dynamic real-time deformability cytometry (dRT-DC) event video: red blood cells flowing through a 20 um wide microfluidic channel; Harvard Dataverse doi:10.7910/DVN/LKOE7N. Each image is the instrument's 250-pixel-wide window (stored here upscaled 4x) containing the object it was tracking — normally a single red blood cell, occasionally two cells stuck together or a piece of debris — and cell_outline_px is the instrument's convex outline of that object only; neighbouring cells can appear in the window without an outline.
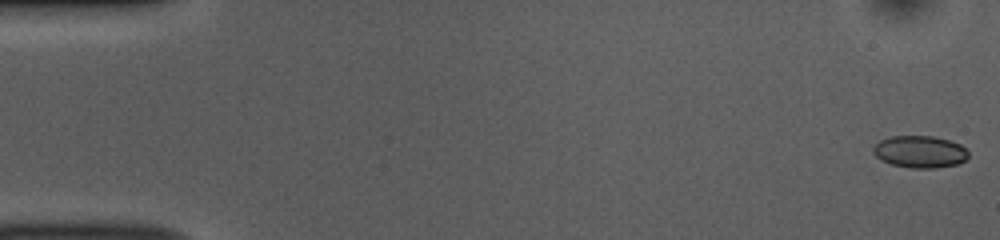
{"species": "common noctule bat (a hibernating species)", "species_latin": "Nyctalus noctula", "temperature_condition": "room temperature", "stored_images_in_passage": 52, "camera_frame_rate_fps": 3000, "um_per_image_px": 0.085, "animal": {"sex": "female", "body_mass_g": 10.0, "forearm_length_mm": 53.1}, "frame": {"image": 1, "passage_image": 1, "time_ms": 0.0, "image_size_px": [1000, 240], "cell_outline_px": [[968, 156], [964, 160], [956, 164], [932, 168], [912, 168], [892, 164], [880, 160], [872, 152], [872, 148], [880, 140], [892, 136], [932, 136], [948, 140], [960, 144], [968, 152]], "centroid_in_image_um": [78.16, 12.89], "position_along_channel_um": 6.8, "area_um2": 17.63}}
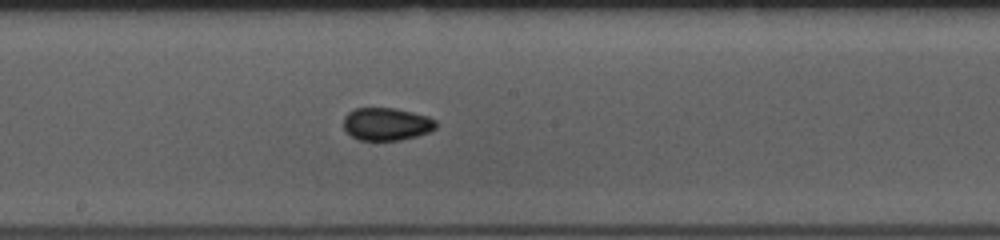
{"frame": {"image": 2, "passage_image": 28, "time_ms": 9.0, "image_size_px": [1000, 240], "cell_outline_px": [[436, 128], [428, 132], [416, 136], [400, 140], [360, 140], [352, 136], [344, 128], [344, 116], [348, 112], [356, 108], [396, 108], [428, 116], [436, 120]], "centroid_in_image_um": [32.86, 10.54], "position_along_channel_um": 215.3, "area_um2": 17.57}}
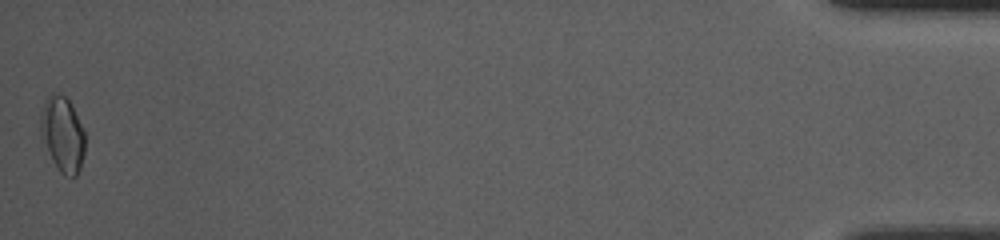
{"frame": {"image": 3, "passage_image": 52, "time_ms": 17.0, "image_size_px": [1000, 240], "cell_outline_px": [[84, 152], [80, 168], [76, 176], [64, 176], [60, 172], [52, 160], [40, 136], [40, 116], [44, 100], [48, 96], [64, 96], [72, 104], [84, 132]], "centroid_in_image_um": [5.3, 11.44], "position_along_channel_um": 429.9, "area_um2": 19.25}, "authors_computed_cell_mechanics": {"area_um2": 17.2822, "velocity_mm_per_s": 3.8555, "shape_relaxation_time_tau1_ms": 5.0979, "shape_relaxation_time_tau2_ms": 4.1174, "deformation_change_tau1": 0.085, "deformation_change_tau2": 0.0714}}